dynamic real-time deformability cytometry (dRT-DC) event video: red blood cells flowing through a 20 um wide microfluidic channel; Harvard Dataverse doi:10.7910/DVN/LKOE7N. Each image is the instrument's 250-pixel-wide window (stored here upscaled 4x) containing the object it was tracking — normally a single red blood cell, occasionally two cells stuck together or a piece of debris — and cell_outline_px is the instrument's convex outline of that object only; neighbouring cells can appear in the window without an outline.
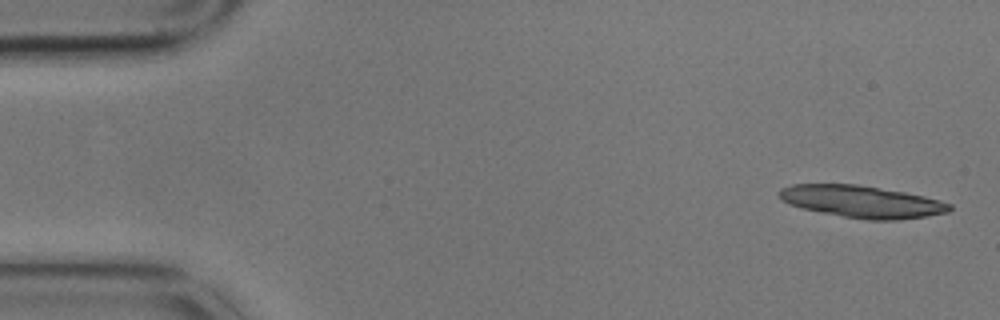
{"species": "common noctule bat (a hibernating species)", "species_latin": "Nyctalus noctula", "temperature_condition": "cold", "stored_images_in_passage": 5, "camera_frame_rate_fps": 3000, "um_per_image_px": 0.085, "animal": {"sex": "male", "body_mass_g": 17.9}, "frame": {"image": 1, "passage_image": 1, "time_ms": 0.0, "image_size_px": [1000, 320], "cell_outline_px": [[952, 208], [948, 212], [900, 220], [868, 220], [844, 216], [804, 208], [788, 204], [780, 200], [780, 188], [792, 184], [856, 184], [904, 192], [924, 196], [940, 200], [952, 204]], "centroid_in_image_um": [73.27, 17.13], "position_along_channel_um": 11.7, "area_um2": 31.56}}